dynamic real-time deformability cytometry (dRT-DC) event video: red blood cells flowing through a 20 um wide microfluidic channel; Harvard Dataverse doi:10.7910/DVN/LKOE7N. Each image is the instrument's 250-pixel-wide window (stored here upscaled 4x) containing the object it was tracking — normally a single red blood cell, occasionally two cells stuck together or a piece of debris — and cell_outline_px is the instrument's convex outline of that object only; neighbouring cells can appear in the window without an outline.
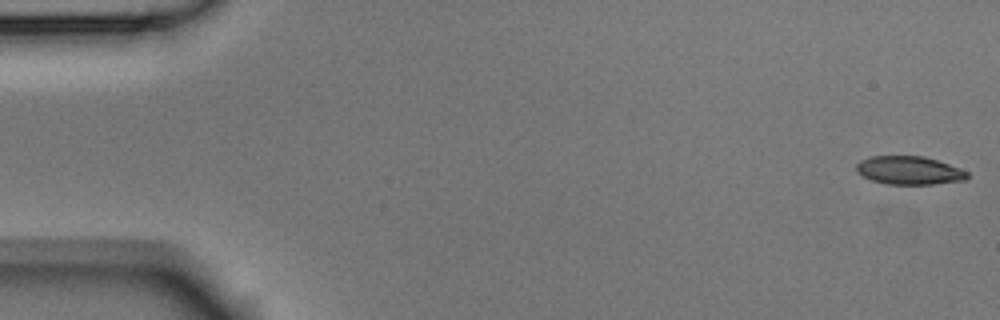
{"species": "Egyptian fruit bat (a non-hibernating species)", "species_latin": "Rousettus aegyptiacus", "temperature_condition": "room temperature", "stored_images_in_passage": 8, "camera_frame_rate_fps": 3000, "um_per_image_px": 0.085, "animal": {"sex": "male"}, "frame": {"image": 1, "passage_image": 1, "time_ms": 0.0, "image_size_px": [1000, 320], "cell_outline_px": [[968, 176], [964, 180], [932, 184], [888, 184], [872, 180], [856, 172], [856, 164], [860, 160], [872, 156], [924, 156], [948, 164], [968, 172]], "centroid_in_image_um": [77.25, 14.48], "position_along_channel_um": 7.8, "area_um2": 18.09}}
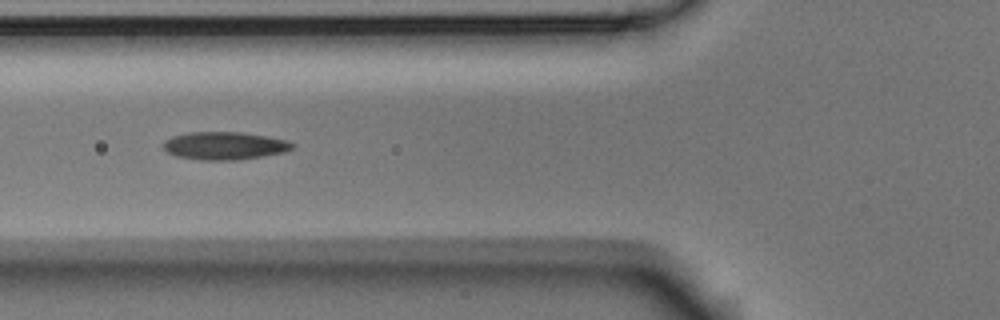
{"frame": {"image": 2, "passage_image": 6, "time_ms": 1.667, "image_size_px": [1000, 320], "cell_outline_px": [[296, 148], [284, 152], [240, 160], [200, 160], [176, 156], [168, 152], [160, 144], [164, 140], [172, 136], [188, 132], [240, 132], [264, 136], [284, 140], [296, 144]], "centroid_in_image_um": [19.06, 12.39], "position_along_channel_um": 106.7, "area_um2": 21.04}}
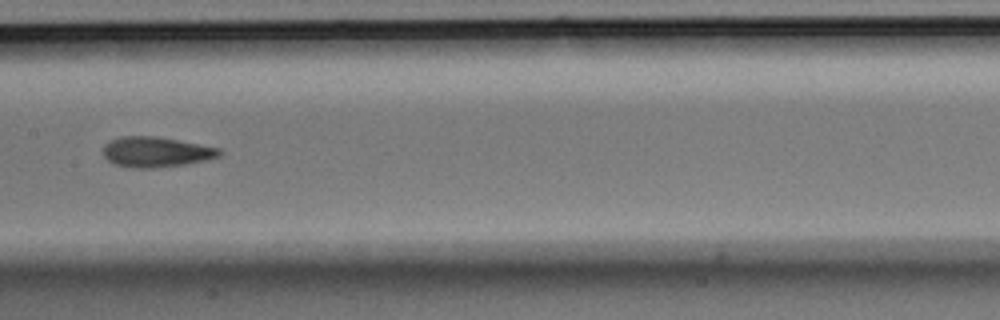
{"frame": {"image": 3, "passage_image": 8, "time_ms": 2.333, "image_size_px": [1000, 320], "cell_outline_px": [[220, 156], [204, 160], [184, 164], [156, 168], [132, 168], [112, 164], [104, 156], [104, 144], [120, 136], [152, 136], [176, 140], [220, 148]], "centroid_in_image_um": [13.21, 12.93], "position_along_channel_um": 194.2, "area_um2": 20.29}}